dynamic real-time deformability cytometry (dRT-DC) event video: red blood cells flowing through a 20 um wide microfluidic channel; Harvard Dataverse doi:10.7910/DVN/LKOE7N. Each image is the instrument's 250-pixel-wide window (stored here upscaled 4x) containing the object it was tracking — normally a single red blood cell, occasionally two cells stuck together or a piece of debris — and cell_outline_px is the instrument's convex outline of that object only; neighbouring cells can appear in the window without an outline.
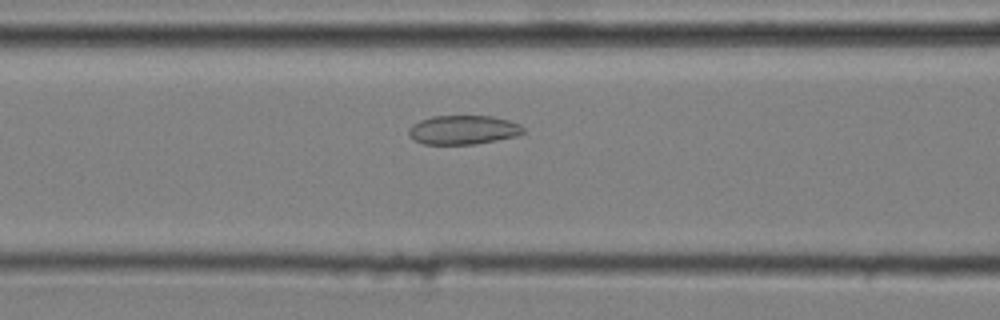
{"species": "common noctule bat (a hibernating species)", "species_latin": "Nyctalus noctula", "temperature_condition": "cold", "stored_images_in_passage": 38, "camera_frame_rate_fps": 3000, "um_per_image_px": 0.085, "animal": {"sex": "male", "body_mass_g": 20.4}, "frame": {"image": 1, "passage_image": 15, "time_ms": 4.667, "image_size_px": [1000, 320], "cell_outline_px": [[524, 132], [516, 136], [476, 144], [424, 144], [408, 136], [408, 128], [412, 124], [420, 120], [432, 116], [492, 116], [508, 120], [520, 124], [524, 128]], "centroid_in_image_um": [39.35, 11.03], "position_along_channel_um": 127.2, "area_um2": 19.42}}
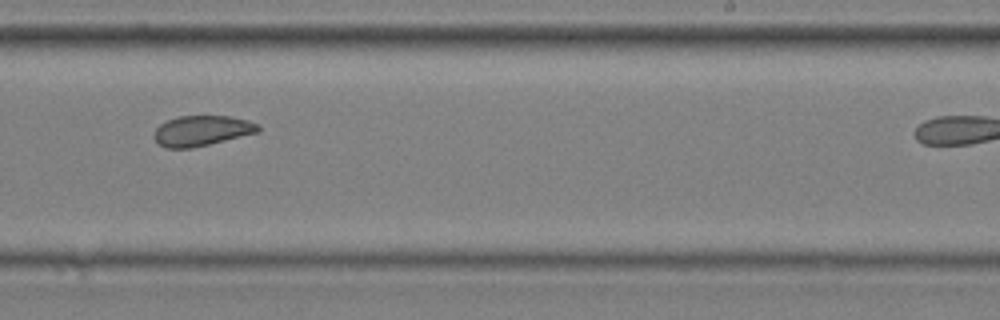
{"frame": {"image": 2, "passage_image": 27, "time_ms": 8.667, "image_size_px": [1000, 320], "cell_outline_px": [[260, 132], [192, 148], [164, 148], [156, 140], [156, 128], [160, 124], [168, 120], [180, 116], [232, 116], [248, 120], [260, 124]], "centroid_in_image_um": [17.22, 11.11], "position_along_channel_um": 271.8, "area_um2": 18.32}}
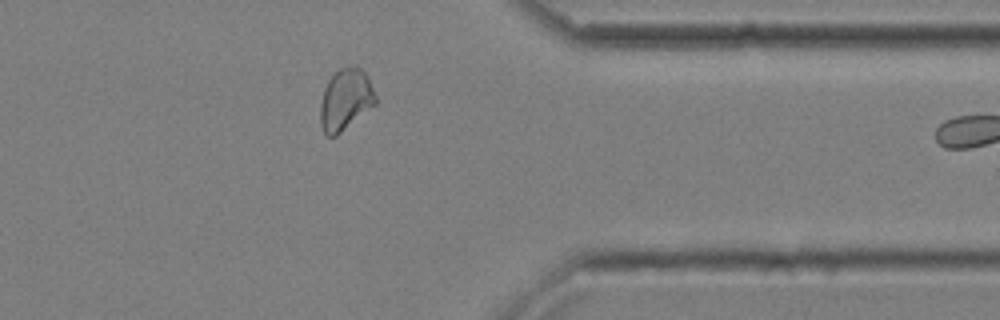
{"frame": {"image": 3, "passage_image": 37, "time_ms": 12.0, "image_size_px": [1000, 320], "cell_outline_px": [[376, 104], [336, 136], [328, 136], [324, 132], [320, 124], [320, 104], [324, 88], [328, 80], [340, 68], [348, 64], [360, 68], [368, 76], [376, 96]], "centroid_in_image_um": [29.37, 8.45], "position_along_channel_um": 382.0, "area_um2": 19.83}}